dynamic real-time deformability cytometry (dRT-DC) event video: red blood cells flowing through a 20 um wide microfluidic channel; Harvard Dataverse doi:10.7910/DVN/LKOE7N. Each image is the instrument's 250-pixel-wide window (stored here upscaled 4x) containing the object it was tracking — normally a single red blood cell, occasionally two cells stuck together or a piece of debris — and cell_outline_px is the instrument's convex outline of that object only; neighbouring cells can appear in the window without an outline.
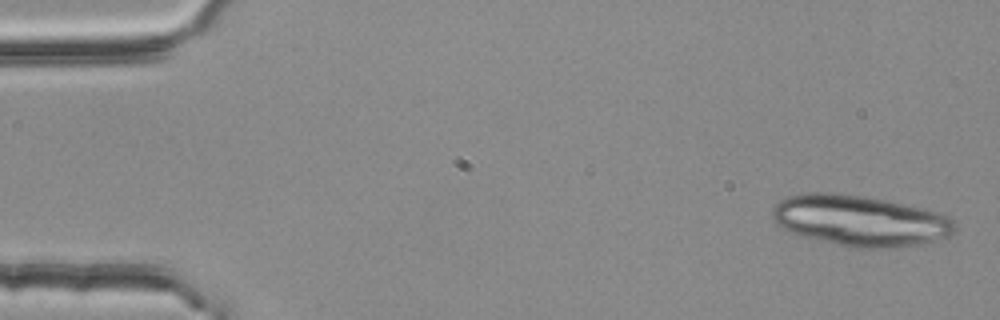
{"species": "common noctule bat (a hibernating species)", "species_latin": "Nyctalus noctula", "temperature_condition": "room temperature", "stored_images_in_passage": 4, "camera_frame_rate_fps": 3000, "um_per_image_px": 0.085, "animal": {"sex": "female", "body_mass_g": 25.1}, "frame": {"image": 1, "passage_image": 1, "time_ms": 0.0, "image_size_px": [1000, 320], "cell_outline_px": [[956, 228], [948, 236], [920, 244], [884, 248], [852, 248], [804, 236], [792, 232], [776, 224], [772, 220], [772, 208], [780, 200], [788, 196], [808, 192], [840, 192], [888, 200], [924, 208], [948, 216], [956, 224]], "centroid_in_image_um": [73.08, 18.73], "position_along_channel_um": 11.9, "area_um2": 54.1}}